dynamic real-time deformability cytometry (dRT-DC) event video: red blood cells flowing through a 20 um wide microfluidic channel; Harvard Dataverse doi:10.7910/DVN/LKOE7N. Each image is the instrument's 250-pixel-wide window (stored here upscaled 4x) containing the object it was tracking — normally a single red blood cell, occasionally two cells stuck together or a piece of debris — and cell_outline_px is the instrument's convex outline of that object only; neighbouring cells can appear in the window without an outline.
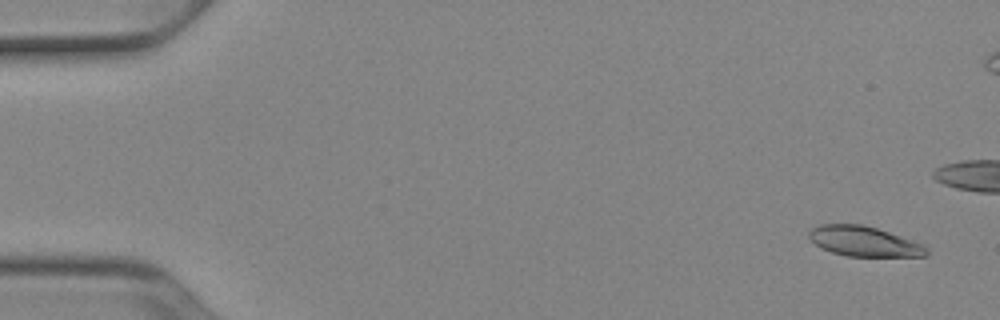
{"species": "Egyptian fruit bat (a non-hibernating species)", "species_latin": "Rousettus aegyptiacus", "temperature_condition": "cold", "stored_images_in_passage": 53, "camera_frame_rate_fps": 3000, "um_per_image_px": 0.085, "animal": {"sex": "female"}, "frame": {"image": 1, "passage_image": 2, "time_ms": 0.333, "image_size_px": [1000, 320], "cell_outline_px": [[928, 252], [924, 256], [848, 256], [832, 252], [820, 248], [808, 236], [808, 232], [812, 228], [820, 224], [860, 224], [876, 228], [924, 244], [928, 248]], "centroid_in_image_um": [73.43, 20.51], "position_along_channel_um": 11.6, "area_um2": 20.4}}
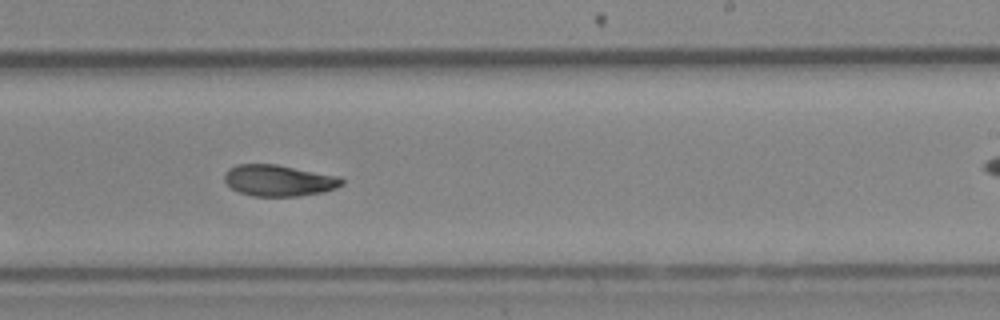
{"frame": {"image": 2, "passage_image": 32, "time_ms": 10.333, "image_size_px": [1000, 320], "cell_outline_px": [[344, 184], [336, 188], [320, 192], [300, 196], [252, 196], [240, 192], [232, 188], [224, 180], [224, 172], [228, 168], [236, 164], [276, 164], [340, 176], [344, 180]], "centroid_in_image_um": [23.69, 15.33], "position_along_channel_um": 265.3, "area_um2": 21.5}}
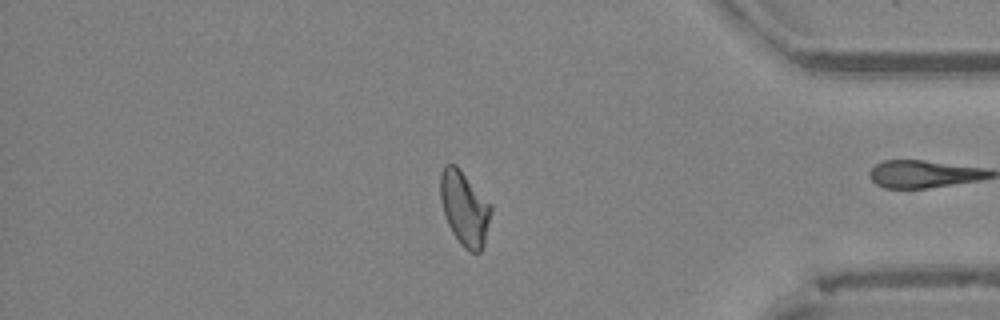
{"frame": {"image": 3, "passage_image": 44, "time_ms": 14.333, "image_size_px": [1000, 320], "cell_outline_px": [[492, 212], [484, 244], [480, 252], [468, 252], [460, 244], [452, 232], [444, 216], [440, 200], [440, 172], [444, 164], [456, 164], [460, 168], [492, 204]], "centroid_in_image_um": [39.48, 17.68], "position_along_channel_um": 395.7, "area_um2": 22.37}, "authors_computed_cell_mechanics": {"area_um2": 21.7906, "velocity_mm_per_s": 3.8957, "shape_relaxation_time_tau1_ms": 4.4304, "shape_relaxation_time_tau2_ms": 5.4289, "deformation_change_tau1": 0.1323, "deformation_change_tau2": 0.0972}}